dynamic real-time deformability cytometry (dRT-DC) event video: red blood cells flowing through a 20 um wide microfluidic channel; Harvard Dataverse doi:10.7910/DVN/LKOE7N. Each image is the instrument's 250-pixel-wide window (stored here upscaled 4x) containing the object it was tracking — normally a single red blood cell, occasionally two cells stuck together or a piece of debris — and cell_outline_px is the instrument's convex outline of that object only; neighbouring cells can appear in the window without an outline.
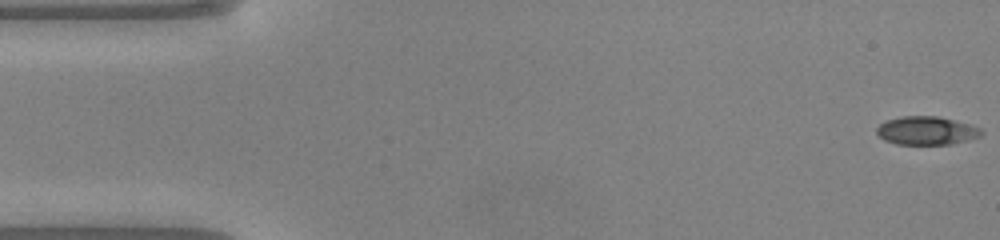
{"species": "common noctule bat (a hibernating species)", "species_latin": "Nyctalus noctula", "temperature_condition": "warm", "stored_images_in_passage": 49, "camera_frame_rate_fps": 3000, "um_per_image_px": 0.085, "animal": {"sex": "male", "body_mass_g": 20.0, "forearm_length_mm": 53.3}, "frame": {"image": 1, "passage_image": 1, "time_ms": 0.0, "image_size_px": [1000, 240], "cell_outline_px": [[984, 132], [980, 136], [968, 140], [952, 144], [896, 144], [884, 140], [876, 132], [876, 128], [880, 124], [888, 120], [904, 116], [940, 116], [956, 120], [980, 128]], "centroid_in_image_um": [78.77, 11.1], "position_along_channel_um": 6.2, "area_um2": 17.28}}
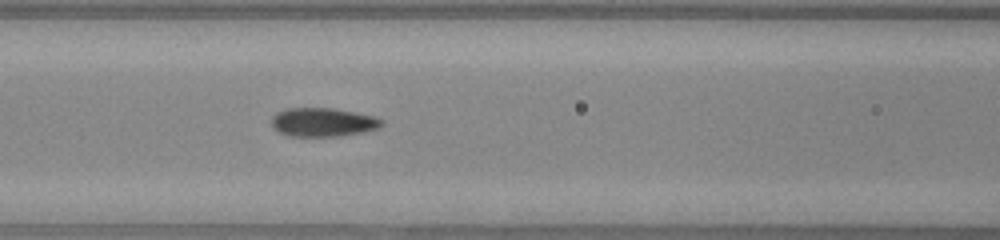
{"frame": {"image": 2, "passage_image": 20, "time_ms": 6.333, "image_size_px": [1000, 240], "cell_outline_px": [[384, 124], [380, 128], [364, 132], [340, 136], [288, 136], [272, 128], [272, 116], [276, 112], [288, 108], [332, 108], [356, 112], [376, 116], [384, 120]], "centroid_in_image_um": [27.49, 10.39], "position_along_channel_um": 139.1, "area_um2": 18.73}}
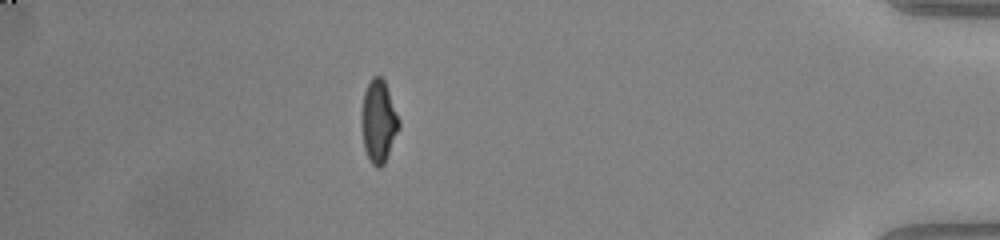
{"frame": {"image": 3, "passage_image": 43, "time_ms": 14.0, "image_size_px": [1000, 240], "cell_outline_px": [[400, 128], [384, 164], [380, 168], [376, 168], [372, 164], [364, 148], [360, 124], [360, 116], [364, 92], [372, 76], [380, 76], [384, 80], [400, 120]], "centroid_in_image_um": [32.17, 10.33], "position_along_channel_um": 403.0, "area_um2": 18.21}, "authors_computed_cell_mechanics": {"area_um2": 18.1492, "velocity_mm_per_s": 4.1241, "shape_relaxation_time_tau1_ms": 6.7288, "shape_relaxation_time_tau2_ms": 0.9571, "deformation_change_tau1": 0.245, "deformation_change_tau2": 0.079}}